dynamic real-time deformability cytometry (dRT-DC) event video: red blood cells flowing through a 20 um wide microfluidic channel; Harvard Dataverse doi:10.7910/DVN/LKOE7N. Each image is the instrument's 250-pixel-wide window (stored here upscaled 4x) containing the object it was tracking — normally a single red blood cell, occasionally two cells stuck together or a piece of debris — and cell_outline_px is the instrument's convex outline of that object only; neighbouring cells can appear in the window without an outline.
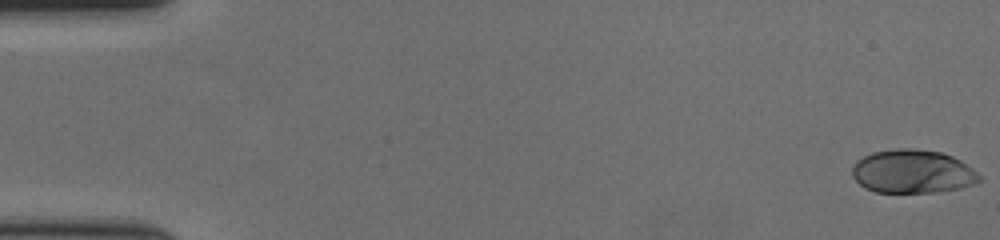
{"species": "human", "species_latin": "Homo sapiens", "temperature_condition": "cold", "stored_images_in_passage": 16, "camera_frame_rate_fps": 3000, "um_per_image_px": 0.085, "donor": {"sex": "female"}, "frame": {"image": 1, "passage_image": 1, "time_ms": 0.0, "image_size_px": [1000, 240], "cell_outline_px": [[980, 180], [972, 184], [960, 188], [936, 192], [876, 192], [864, 188], [852, 176], [852, 164], [856, 160], [872, 152], [896, 148], [912, 148], [940, 152], [952, 156], [960, 160], [972, 168], [980, 176]], "centroid_in_image_um": [77.53, 14.57], "position_along_channel_um": 7.5, "area_um2": 32.25}}